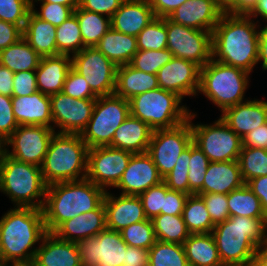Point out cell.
<instances>
[{"label":"cell","mask_w":267,"mask_h":266,"mask_svg":"<svg viewBox=\"0 0 267 266\" xmlns=\"http://www.w3.org/2000/svg\"><path fill=\"white\" fill-rule=\"evenodd\" d=\"M256 24L249 15L223 13L212 32V59L251 73L259 62Z\"/></svg>","instance_id":"1"},{"label":"cell","mask_w":267,"mask_h":266,"mask_svg":"<svg viewBox=\"0 0 267 266\" xmlns=\"http://www.w3.org/2000/svg\"><path fill=\"white\" fill-rule=\"evenodd\" d=\"M47 233L42 209L10 208L0 219L1 263L33 261L38 249L33 246Z\"/></svg>","instance_id":"2"},{"label":"cell","mask_w":267,"mask_h":266,"mask_svg":"<svg viewBox=\"0 0 267 266\" xmlns=\"http://www.w3.org/2000/svg\"><path fill=\"white\" fill-rule=\"evenodd\" d=\"M105 193L87 178L48 185L42 208L47 232L52 233L68 219L95 210L103 202Z\"/></svg>","instance_id":"3"},{"label":"cell","mask_w":267,"mask_h":266,"mask_svg":"<svg viewBox=\"0 0 267 266\" xmlns=\"http://www.w3.org/2000/svg\"><path fill=\"white\" fill-rule=\"evenodd\" d=\"M266 218L229 217L212 230L224 266H253L255 252L266 238Z\"/></svg>","instance_id":"4"},{"label":"cell","mask_w":267,"mask_h":266,"mask_svg":"<svg viewBox=\"0 0 267 266\" xmlns=\"http://www.w3.org/2000/svg\"><path fill=\"white\" fill-rule=\"evenodd\" d=\"M88 149L81 134L55 132L41 166L46 185L85 179Z\"/></svg>","instance_id":"5"},{"label":"cell","mask_w":267,"mask_h":266,"mask_svg":"<svg viewBox=\"0 0 267 266\" xmlns=\"http://www.w3.org/2000/svg\"><path fill=\"white\" fill-rule=\"evenodd\" d=\"M46 189L47 185L43 180L41 167L20 162L2 152L0 156V191L7 194L16 204L15 207L42 209ZM38 198L39 201H37Z\"/></svg>","instance_id":"6"},{"label":"cell","mask_w":267,"mask_h":266,"mask_svg":"<svg viewBox=\"0 0 267 266\" xmlns=\"http://www.w3.org/2000/svg\"><path fill=\"white\" fill-rule=\"evenodd\" d=\"M249 74L243 69L211 59L200 69L199 93H203L223 112L225 109L247 101L245 90Z\"/></svg>","instance_id":"7"},{"label":"cell","mask_w":267,"mask_h":266,"mask_svg":"<svg viewBox=\"0 0 267 266\" xmlns=\"http://www.w3.org/2000/svg\"><path fill=\"white\" fill-rule=\"evenodd\" d=\"M176 93L157 88L129 100L130 114L147 123L153 130L176 127L188 120L191 111L181 105Z\"/></svg>","instance_id":"8"},{"label":"cell","mask_w":267,"mask_h":266,"mask_svg":"<svg viewBox=\"0 0 267 266\" xmlns=\"http://www.w3.org/2000/svg\"><path fill=\"white\" fill-rule=\"evenodd\" d=\"M129 115L128 100L115 94L97 97L90 121L81 133L82 140L88 148L109 146L116 129Z\"/></svg>","instance_id":"9"},{"label":"cell","mask_w":267,"mask_h":266,"mask_svg":"<svg viewBox=\"0 0 267 266\" xmlns=\"http://www.w3.org/2000/svg\"><path fill=\"white\" fill-rule=\"evenodd\" d=\"M196 114H189L188 120L193 133V143L208 157L210 162L238 161L242 150V138L220 118L212 125L196 124L191 121Z\"/></svg>","instance_id":"10"},{"label":"cell","mask_w":267,"mask_h":266,"mask_svg":"<svg viewBox=\"0 0 267 266\" xmlns=\"http://www.w3.org/2000/svg\"><path fill=\"white\" fill-rule=\"evenodd\" d=\"M192 142L189 120L173 128L153 131L147 153L152 157L162 178L173 170L179 156Z\"/></svg>","instance_id":"11"},{"label":"cell","mask_w":267,"mask_h":266,"mask_svg":"<svg viewBox=\"0 0 267 266\" xmlns=\"http://www.w3.org/2000/svg\"><path fill=\"white\" fill-rule=\"evenodd\" d=\"M167 49L174 57L191 61L200 68L212 59V33L172 22L166 17Z\"/></svg>","instance_id":"12"},{"label":"cell","mask_w":267,"mask_h":266,"mask_svg":"<svg viewBox=\"0 0 267 266\" xmlns=\"http://www.w3.org/2000/svg\"><path fill=\"white\" fill-rule=\"evenodd\" d=\"M71 63L97 97L114 94L117 66L96 47H85L72 55Z\"/></svg>","instance_id":"13"},{"label":"cell","mask_w":267,"mask_h":266,"mask_svg":"<svg viewBox=\"0 0 267 266\" xmlns=\"http://www.w3.org/2000/svg\"><path fill=\"white\" fill-rule=\"evenodd\" d=\"M55 130L36 125H19L3 143V152L20 162L42 166ZM12 146L10 152L6 146Z\"/></svg>","instance_id":"14"},{"label":"cell","mask_w":267,"mask_h":266,"mask_svg":"<svg viewBox=\"0 0 267 266\" xmlns=\"http://www.w3.org/2000/svg\"><path fill=\"white\" fill-rule=\"evenodd\" d=\"M133 154L110 146L89 148L86 178L105 191L108 186L115 187Z\"/></svg>","instance_id":"15"},{"label":"cell","mask_w":267,"mask_h":266,"mask_svg":"<svg viewBox=\"0 0 267 266\" xmlns=\"http://www.w3.org/2000/svg\"><path fill=\"white\" fill-rule=\"evenodd\" d=\"M76 245L82 266H122L128 246L120 232L108 228Z\"/></svg>","instance_id":"16"},{"label":"cell","mask_w":267,"mask_h":266,"mask_svg":"<svg viewBox=\"0 0 267 266\" xmlns=\"http://www.w3.org/2000/svg\"><path fill=\"white\" fill-rule=\"evenodd\" d=\"M53 130L57 133L81 134L92 116L96 99H75L63 92L50 95Z\"/></svg>","instance_id":"17"},{"label":"cell","mask_w":267,"mask_h":266,"mask_svg":"<svg viewBox=\"0 0 267 266\" xmlns=\"http://www.w3.org/2000/svg\"><path fill=\"white\" fill-rule=\"evenodd\" d=\"M200 67L188 60L173 57L157 72L159 88L184 96H195L200 86Z\"/></svg>","instance_id":"18"},{"label":"cell","mask_w":267,"mask_h":266,"mask_svg":"<svg viewBox=\"0 0 267 266\" xmlns=\"http://www.w3.org/2000/svg\"><path fill=\"white\" fill-rule=\"evenodd\" d=\"M162 181L152 157L147 152L135 153L115 187L122 190V195L139 196Z\"/></svg>","instance_id":"19"},{"label":"cell","mask_w":267,"mask_h":266,"mask_svg":"<svg viewBox=\"0 0 267 266\" xmlns=\"http://www.w3.org/2000/svg\"><path fill=\"white\" fill-rule=\"evenodd\" d=\"M114 196L106 191L103 199L108 229L120 232L133 223L147 219L139 196Z\"/></svg>","instance_id":"20"},{"label":"cell","mask_w":267,"mask_h":266,"mask_svg":"<svg viewBox=\"0 0 267 266\" xmlns=\"http://www.w3.org/2000/svg\"><path fill=\"white\" fill-rule=\"evenodd\" d=\"M222 14L215 0H188L168 18L176 24L212 33Z\"/></svg>","instance_id":"21"},{"label":"cell","mask_w":267,"mask_h":266,"mask_svg":"<svg viewBox=\"0 0 267 266\" xmlns=\"http://www.w3.org/2000/svg\"><path fill=\"white\" fill-rule=\"evenodd\" d=\"M220 119L243 138L267 122V101L255 99L236 104L225 109Z\"/></svg>","instance_id":"22"},{"label":"cell","mask_w":267,"mask_h":266,"mask_svg":"<svg viewBox=\"0 0 267 266\" xmlns=\"http://www.w3.org/2000/svg\"><path fill=\"white\" fill-rule=\"evenodd\" d=\"M106 228V211L102 202L95 210L64 221L52 233L61 240L76 243L96 236Z\"/></svg>","instance_id":"23"},{"label":"cell","mask_w":267,"mask_h":266,"mask_svg":"<svg viewBox=\"0 0 267 266\" xmlns=\"http://www.w3.org/2000/svg\"><path fill=\"white\" fill-rule=\"evenodd\" d=\"M12 104L13 113L18 125H36L53 128L49 95L36 91L29 96L12 97Z\"/></svg>","instance_id":"24"},{"label":"cell","mask_w":267,"mask_h":266,"mask_svg":"<svg viewBox=\"0 0 267 266\" xmlns=\"http://www.w3.org/2000/svg\"><path fill=\"white\" fill-rule=\"evenodd\" d=\"M37 266H82L75 242L64 241L47 233L33 260Z\"/></svg>","instance_id":"25"},{"label":"cell","mask_w":267,"mask_h":266,"mask_svg":"<svg viewBox=\"0 0 267 266\" xmlns=\"http://www.w3.org/2000/svg\"><path fill=\"white\" fill-rule=\"evenodd\" d=\"M154 18L148 0H125L112 15L111 27L136 37Z\"/></svg>","instance_id":"26"},{"label":"cell","mask_w":267,"mask_h":266,"mask_svg":"<svg viewBox=\"0 0 267 266\" xmlns=\"http://www.w3.org/2000/svg\"><path fill=\"white\" fill-rule=\"evenodd\" d=\"M203 187L196 194H229L245 183L238 161L210 162L205 173Z\"/></svg>","instance_id":"27"},{"label":"cell","mask_w":267,"mask_h":266,"mask_svg":"<svg viewBox=\"0 0 267 266\" xmlns=\"http://www.w3.org/2000/svg\"><path fill=\"white\" fill-rule=\"evenodd\" d=\"M71 67L69 55L41 57L38 68L35 70L37 90L49 96L62 92Z\"/></svg>","instance_id":"28"},{"label":"cell","mask_w":267,"mask_h":266,"mask_svg":"<svg viewBox=\"0 0 267 266\" xmlns=\"http://www.w3.org/2000/svg\"><path fill=\"white\" fill-rule=\"evenodd\" d=\"M153 129L131 114L116 129L110 147L127 150L132 153L148 151Z\"/></svg>","instance_id":"29"},{"label":"cell","mask_w":267,"mask_h":266,"mask_svg":"<svg viewBox=\"0 0 267 266\" xmlns=\"http://www.w3.org/2000/svg\"><path fill=\"white\" fill-rule=\"evenodd\" d=\"M159 88L157 75L137 70L130 64L117 66L114 94L126 100Z\"/></svg>","instance_id":"30"},{"label":"cell","mask_w":267,"mask_h":266,"mask_svg":"<svg viewBox=\"0 0 267 266\" xmlns=\"http://www.w3.org/2000/svg\"><path fill=\"white\" fill-rule=\"evenodd\" d=\"M23 38L41 56H57L56 26L36 17L31 11L23 29Z\"/></svg>","instance_id":"31"},{"label":"cell","mask_w":267,"mask_h":266,"mask_svg":"<svg viewBox=\"0 0 267 266\" xmlns=\"http://www.w3.org/2000/svg\"><path fill=\"white\" fill-rule=\"evenodd\" d=\"M95 47L116 66L130 64L138 51L135 36L116 31L112 27L104 34Z\"/></svg>","instance_id":"32"},{"label":"cell","mask_w":267,"mask_h":266,"mask_svg":"<svg viewBox=\"0 0 267 266\" xmlns=\"http://www.w3.org/2000/svg\"><path fill=\"white\" fill-rule=\"evenodd\" d=\"M183 246L189 266H224L212 233L190 234Z\"/></svg>","instance_id":"33"},{"label":"cell","mask_w":267,"mask_h":266,"mask_svg":"<svg viewBox=\"0 0 267 266\" xmlns=\"http://www.w3.org/2000/svg\"><path fill=\"white\" fill-rule=\"evenodd\" d=\"M3 67L13 73L20 71H35L41 56L22 37L18 42L0 51Z\"/></svg>","instance_id":"34"},{"label":"cell","mask_w":267,"mask_h":266,"mask_svg":"<svg viewBox=\"0 0 267 266\" xmlns=\"http://www.w3.org/2000/svg\"><path fill=\"white\" fill-rule=\"evenodd\" d=\"M78 20L81 37L85 47H95L104 34L111 28V18L103 14L81 9L73 13Z\"/></svg>","instance_id":"35"},{"label":"cell","mask_w":267,"mask_h":266,"mask_svg":"<svg viewBox=\"0 0 267 266\" xmlns=\"http://www.w3.org/2000/svg\"><path fill=\"white\" fill-rule=\"evenodd\" d=\"M182 217L191 234L212 233L215 226L206 209L204 200L197 194L188 195Z\"/></svg>","instance_id":"36"},{"label":"cell","mask_w":267,"mask_h":266,"mask_svg":"<svg viewBox=\"0 0 267 266\" xmlns=\"http://www.w3.org/2000/svg\"><path fill=\"white\" fill-rule=\"evenodd\" d=\"M227 198L230 217L266 218L259 198L246 184L231 191Z\"/></svg>","instance_id":"37"},{"label":"cell","mask_w":267,"mask_h":266,"mask_svg":"<svg viewBox=\"0 0 267 266\" xmlns=\"http://www.w3.org/2000/svg\"><path fill=\"white\" fill-rule=\"evenodd\" d=\"M156 240L184 244L190 236L182 215L160 214L151 219Z\"/></svg>","instance_id":"38"},{"label":"cell","mask_w":267,"mask_h":266,"mask_svg":"<svg viewBox=\"0 0 267 266\" xmlns=\"http://www.w3.org/2000/svg\"><path fill=\"white\" fill-rule=\"evenodd\" d=\"M57 55H74L85 48L77 17L73 14L56 26Z\"/></svg>","instance_id":"39"},{"label":"cell","mask_w":267,"mask_h":266,"mask_svg":"<svg viewBox=\"0 0 267 266\" xmlns=\"http://www.w3.org/2000/svg\"><path fill=\"white\" fill-rule=\"evenodd\" d=\"M148 266H189L184 246L156 240L149 249Z\"/></svg>","instance_id":"40"},{"label":"cell","mask_w":267,"mask_h":266,"mask_svg":"<svg viewBox=\"0 0 267 266\" xmlns=\"http://www.w3.org/2000/svg\"><path fill=\"white\" fill-rule=\"evenodd\" d=\"M238 162L245 184L255 177L267 175V149L242 146Z\"/></svg>","instance_id":"41"},{"label":"cell","mask_w":267,"mask_h":266,"mask_svg":"<svg viewBox=\"0 0 267 266\" xmlns=\"http://www.w3.org/2000/svg\"><path fill=\"white\" fill-rule=\"evenodd\" d=\"M166 18L155 17L137 36L138 50L167 48Z\"/></svg>","instance_id":"42"},{"label":"cell","mask_w":267,"mask_h":266,"mask_svg":"<svg viewBox=\"0 0 267 266\" xmlns=\"http://www.w3.org/2000/svg\"><path fill=\"white\" fill-rule=\"evenodd\" d=\"M123 241L131 247L149 250L156 242L151 219L133 223L120 231Z\"/></svg>","instance_id":"43"},{"label":"cell","mask_w":267,"mask_h":266,"mask_svg":"<svg viewBox=\"0 0 267 266\" xmlns=\"http://www.w3.org/2000/svg\"><path fill=\"white\" fill-rule=\"evenodd\" d=\"M167 48L161 50H138L130 65L145 73L157 74L158 70L173 59Z\"/></svg>","instance_id":"44"},{"label":"cell","mask_w":267,"mask_h":266,"mask_svg":"<svg viewBox=\"0 0 267 266\" xmlns=\"http://www.w3.org/2000/svg\"><path fill=\"white\" fill-rule=\"evenodd\" d=\"M191 159V145L179 156L173 170L163 178L169 190L189 195V163Z\"/></svg>","instance_id":"45"},{"label":"cell","mask_w":267,"mask_h":266,"mask_svg":"<svg viewBox=\"0 0 267 266\" xmlns=\"http://www.w3.org/2000/svg\"><path fill=\"white\" fill-rule=\"evenodd\" d=\"M209 163L208 157L192 142L188 172L189 195L196 194L203 187Z\"/></svg>","instance_id":"46"},{"label":"cell","mask_w":267,"mask_h":266,"mask_svg":"<svg viewBox=\"0 0 267 266\" xmlns=\"http://www.w3.org/2000/svg\"><path fill=\"white\" fill-rule=\"evenodd\" d=\"M31 11V0H0V20L24 29Z\"/></svg>","instance_id":"47"},{"label":"cell","mask_w":267,"mask_h":266,"mask_svg":"<svg viewBox=\"0 0 267 266\" xmlns=\"http://www.w3.org/2000/svg\"><path fill=\"white\" fill-rule=\"evenodd\" d=\"M168 191L166 183L162 181L139 195L147 219L164 214V198Z\"/></svg>","instance_id":"48"},{"label":"cell","mask_w":267,"mask_h":266,"mask_svg":"<svg viewBox=\"0 0 267 266\" xmlns=\"http://www.w3.org/2000/svg\"><path fill=\"white\" fill-rule=\"evenodd\" d=\"M34 3L35 2L31 1V12L39 19L49 22L53 26L61 25L74 13V10L69 6L53 3H41L39 12L34 9Z\"/></svg>","instance_id":"49"},{"label":"cell","mask_w":267,"mask_h":266,"mask_svg":"<svg viewBox=\"0 0 267 266\" xmlns=\"http://www.w3.org/2000/svg\"><path fill=\"white\" fill-rule=\"evenodd\" d=\"M62 92L75 99H97L84 77L72 67L67 74Z\"/></svg>","instance_id":"50"},{"label":"cell","mask_w":267,"mask_h":266,"mask_svg":"<svg viewBox=\"0 0 267 266\" xmlns=\"http://www.w3.org/2000/svg\"><path fill=\"white\" fill-rule=\"evenodd\" d=\"M197 195L204 200L214 225L224 222L230 217L227 194L207 193Z\"/></svg>","instance_id":"51"},{"label":"cell","mask_w":267,"mask_h":266,"mask_svg":"<svg viewBox=\"0 0 267 266\" xmlns=\"http://www.w3.org/2000/svg\"><path fill=\"white\" fill-rule=\"evenodd\" d=\"M18 126L13 113L12 97L0 94V141L4 143Z\"/></svg>","instance_id":"52"},{"label":"cell","mask_w":267,"mask_h":266,"mask_svg":"<svg viewBox=\"0 0 267 266\" xmlns=\"http://www.w3.org/2000/svg\"><path fill=\"white\" fill-rule=\"evenodd\" d=\"M37 90L36 71H20L14 73L13 97L29 96Z\"/></svg>","instance_id":"53"},{"label":"cell","mask_w":267,"mask_h":266,"mask_svg":"<svg viewBox=\"0 0 267 266\" xmlns=\"http://www.w3.org/2000/svg\"><path fill=\"white\" fill-rule=\"evenodd\" d=\"M124 1L125 0H79V7L111 18Z\"/></svg>","instance_id":"54"},{"label":"cell","mask_w":267,"mask_h":266,"mask_svg":"<svg viewBox=\"0 0 267 266\" xmlns=\"http://www.w3.org/2000/svg\"><path fill=\"white\" fill-rule=\"evenodd\" d=\"M23 37L20 26L0 20V51L15 44Z\"/></svg>","instance_id":"55"},{"label":"cell","mask_w":267,"mask_h":266,"mask_svg":"<svg viewBox=\"0 0 267 266\" xmlns=\"http://www.w3.org/2000/svg\"><path fill=\"white\" fill-rule=\"evenodd\" d=\"M187 197L185 193L169 190L164 198V214L182 215Z\"/></svg>","instance_id":"56"},{"label":"cell","mask_w":267,"mask_h":266,"mask_svg":"<svg viewBox=\"0 0 267 266\" xmlns=\"http://www.w3.org/2000/svg\"><path fill=\"white\" fill-rule=\"evenodd\" d=\"M242 146L267 149V122L251 132H248L242 138Z\"/></svg>","instance_id":"57"},{"label":"cell","mask_w":267,"mask_h":266,"mask_svg":"<svg viewBox=\"0 0 267 266\" xmlns=\"http://www.w3.org/2000/svg\"><path fill=\"white\" fill-rule=\"evenodd\" d=\"M149 250L127 246L122 266H148Z\"/></svg>","instance_id":"58"},{"label":"cell","mask_w":267,"mask_h":266,"mask_svg":"<svg viewBox=\"0 0 267 266\" xmlns=\"http://www.w3.org/2000/svg\"><path fill=\"white\" fill-rule=\"evenodd\" d=\"M155 17L166 18L188 0H148Z\"/></svg>","instance_id":"59"},{"label":"cell","mask_w":267,"mask_h":266,"mask_svg":"<svg viewBox=\"0 0 267 266\" xmlns=\"http://www.w3.org/2000/svg\"><path fill=\"white\" fill-rule=\"evenodd\" d=\"M246 185L259 198L265 216H267V175L255 177L249 180Z\"/></svg>","instance_id":"60"},{"label":"cell","mask_w":267,"mask_h":266,"mask_svg":"<svg viewBox=\"0 0 267 266\" xmlns=\"http://www.w3.org/2000/svg\"><path fill=\"white\" fill-rule=\"evenodd\" d=\"M13 77L14 73L8 68L0 69V94L13 97Z\"/></svg>","instance_id":"61"},{"label":"cell","mask_w":267,"mask_h":266,"mask_svg":"<svg viewBox=\"0 0 267 266\" xmlns=\"http://www.w3.org/2000/svg\"><path fill=\"white\" fill-rule=\"evenodd\" d=\"M259 31V52L258 61H262V69L267 70V24L265 27H260Z\"/></svg>","instance_id":"62"},{"label":"cell","mask_w":267,"mask_h":266,"mask_svg":"<svg viewBox=\"0 0 267 266\" xmlns=\"http://www.w3.org/2000/svg\"><path fill=\"white\" fill-rule=\"evenodd\" d=\"M253 266H267V238L257 246Z\"/></svg>","instance_id":"63"},{"label":"cell","mask_w":267,"mask_h":266,"mask_svg":"<svg viewBox=\"0 0 267 266\" xmlns=\"http://www.w3.org/2000/svg\"><path fill=\"white\" fill-rule=\"evenodd\" d=\"M223 13L237 14V0H215Z\"/></svg>","instance_id":"64"},{"label":"cell","mask_w":267,"mask_h":266,"mask_svg":"<svg viewBox=\"0 0 267 266\" xmlns=\"http://www.w3.org/2000/svg\"><path fill=\"white\" fill-rule=\"evenodd\" d=\"M259 0H237V14L248 15Z\"/></svg>","instance_id":"65"},{"label":"cell","mask_w":267,"mask_h":266,"mask_svg":"<svg viewBox=\"0 0 267 266\" xmlns=\"http://www.w3.org/2000/svg\"><path fill=\"white\" fill-rule=\"evenodd\" d=\"M259 14V15H258ZM253 19L255 17L261 16L260 18L267 19V0H259L255 8L248 14Z\"/></svg>","instance_id":"66"},{"label":"cell","mask_w":267,"mask_h":266,"mask_svg":"<svg viewBox=\"0 0 267 266\" xmlns=\"http://www.w3.org/2000/svg\"><path fill=\"white\" fill-rule=\"evenodd\" d=\"M31 1H41L40 3H53L60 4L71 7L75 10L79 6V0H31Z\"/></svg>","instance_id":"67"},{"label":"cell","mask_w":267,"mask_h":266,"mask_svg":"<svg viewBox=\"0 0 267 266\" xmlns=\"http://www.w3.org/2000/svg\"><path fill=\"white\" fill-rule=\"evenodd\" d=\"M3 266H37V265L34 261H30V262H13L11 265L9 263V265L5 264Z\"/></svg>","instance_id":"68"},{"label":"cell","mask_w":267,"mask_h":266,"mask_svg":"<svg viewBox=\"0 0 267 266\" xmlns=\"http://www.w3.org/2000/svg\"><path fill=\"white\" fill-rule=\"evenodd\" d=\"M3 143L0 141V156H1V154H2V152H3Z\"/></svg>","instance_id":"69"},{"label":"cell","mask_w":267,"mask_h":266,"mask_svg":"<svg viewBox=\"0 0 267 266\" xmlns=\"http://www.w3.org/2000/svg\"><path fill=\"white\" fill-rule=\"evenodd\" d=\"M265 222H266V232H267V216H266V221Z\"/></svg>","instance_id":"70"},{"label":"cell","mask_w":267,"mask_h":266,"mask_svg":"<svg viewBox=\"0 0 267 266\" xmlns=\"http://www.w3.org/2000/svg\"><path fill=\"white\" fill-rule=\"evenodd\" d=\"M2 66H3V65H2V63H1V59H0V69L2 68Z\"/></svg>","instance_id":"71"}]
</instances>
